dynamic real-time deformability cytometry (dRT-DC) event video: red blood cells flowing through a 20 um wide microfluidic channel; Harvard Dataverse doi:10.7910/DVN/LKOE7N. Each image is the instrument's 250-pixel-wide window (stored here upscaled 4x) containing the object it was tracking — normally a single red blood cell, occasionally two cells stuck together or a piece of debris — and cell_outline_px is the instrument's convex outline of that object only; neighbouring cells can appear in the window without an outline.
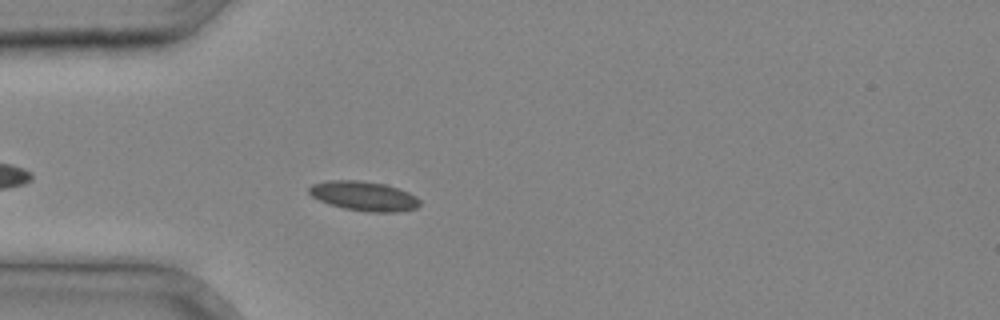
{"species": "common noctule bat (a hibernating species)", "species_latin": "Nyctalus noctula", "temperature_condition": "cold", "stored_images_in_passage": 30, "camera_frame_rate_fps": 3000, "um_per_image_px": 0.085, "animal": {"sex": "male", "body_mass_g": 20.4}, "frame": {"image": 1, "passage_image": 4, "time_ms": 1.0, "image_size_px": [1000, 320], "cell_outline_px": [[420, 204], [416, 208], [396, 212], [368, 212], [344, 208], [328, 204], [312, 196], [308, 192], [308, 188], [312, 184], [328, 180], [360, 180], [384, 184], [408, 192], [416, 196], [420, 200]], "centroid_in_image_um": [30.91, 16.66], "position_along_channel_um": 54.1, "area_um2": 19.02}}
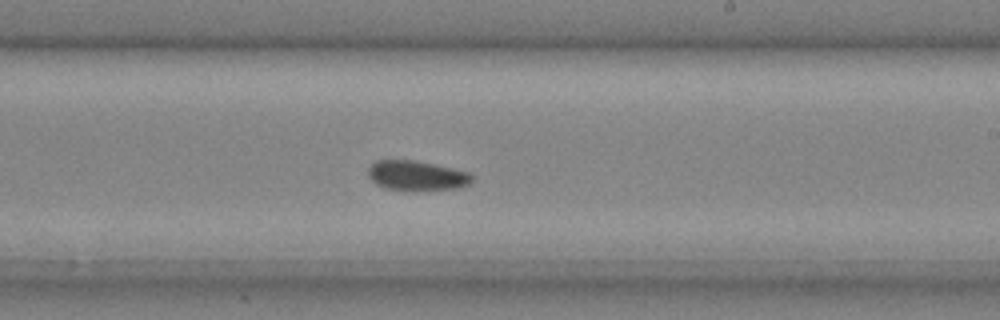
{"frame": {"image": 2, "passage_image": 16, "time_ms": 5.0, "image_size_px": [1000, 320], "cell_outline_px": [[472, 180], [468, 184], [456, 188], [384, 188], [376, 184], [368, 176], [368, 168], [376, 160], [416, 160], [452, 168], [468, 172], [472, 176]], "centroid_in_image_um": [35.38, 14.88], "position_along_channel_um": 253.6, "area_um2": 17.28}}
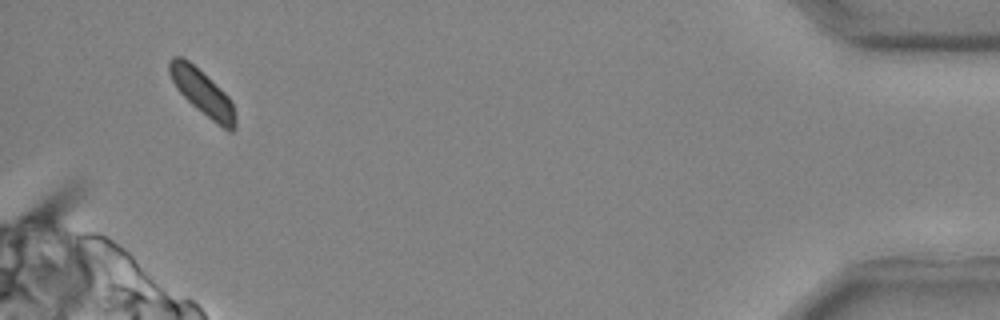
{"frame": {"image": 3, "passage_image": 29, "time_ms": 9.333, "image_size_px": [1000, 320], "cell_outline_px": [[236, 128], [232, 132], [228, 132], [196, 108], [176, 88], [168, 72], [168, 60], [172, 56], [184, 56], [224, 92], [232, 100], [236, 116]], "centroid_in_image_um": [17.21, 7.87], "position_along_channel_um": 418.0, "area_um2": 17.51}}